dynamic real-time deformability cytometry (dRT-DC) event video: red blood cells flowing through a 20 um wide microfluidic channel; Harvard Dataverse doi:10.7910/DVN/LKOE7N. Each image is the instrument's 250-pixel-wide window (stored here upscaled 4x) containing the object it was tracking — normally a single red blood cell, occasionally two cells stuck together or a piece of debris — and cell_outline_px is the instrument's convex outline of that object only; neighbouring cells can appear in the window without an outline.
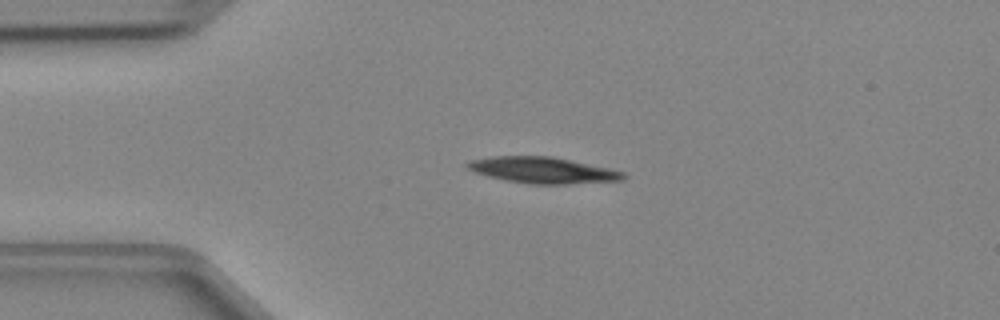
{"species": "Egyptian fruit bat (a non-hibernating species)", "species_latin": "Rousettus aegyptiacus", "temperature_condition": "cold", "stored_images_in_passage": 45, "camera_frame_rate_fps": 3000, "um_per_image_px": 0.085, "animal": {"sex": "female"}, "frame": {"image": 1, "passage_image": 9, "time_ms": 2.667, "image_size_px": [1000, 320], "cell_outline_px": [[628, 176], [624, 180], [564, 184], [528, 184], [504, 180], [488, 176], [464, 168], [464, 164], [468, 160], [492, 156], [552, 156], [608, 168], [624, 172]], "centroid_in_image_um": [46.09, 14.46], "position_along_channel_um": 38.9, "area_um2": 23.93}}
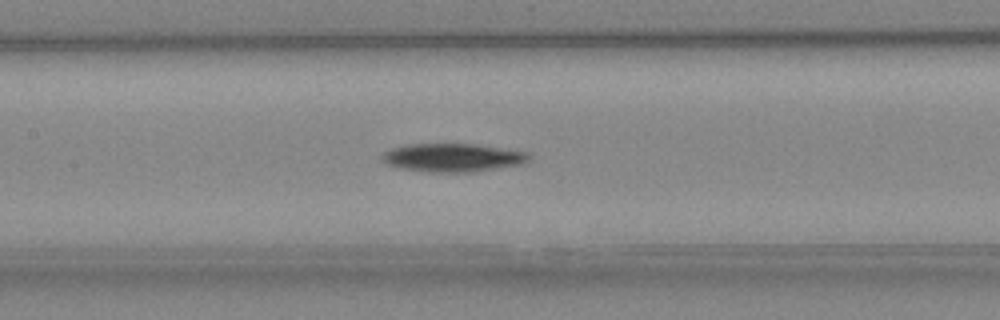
{"frame": {"image": 2, "passage_image": 20, "time_ms": 6.333, "image_size_px": [1000, 320], "cell_outline_px": [[532, 156], [524, 164], [472, 172], [428, 172], [400, 168], [384, 164], [380, 160], [380, 156], [384, 152], [392, 148], [408, 144], [476, 144], [528, 152]], "centroid_in_image_um": [38.46, 13.4], "position_along_channel_um": 168.9, "area_um2": 24.51}}
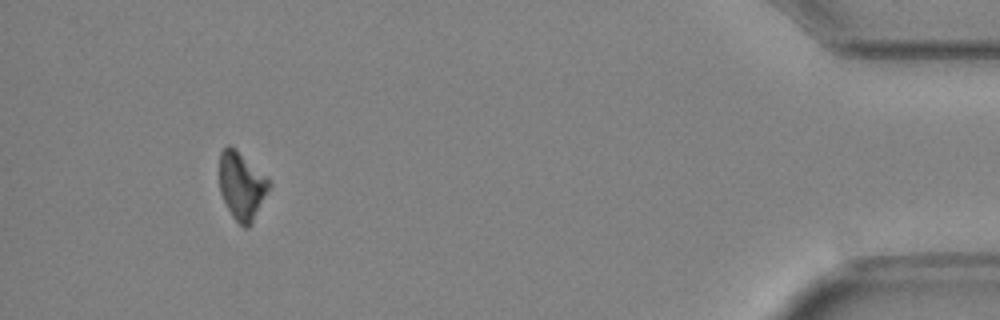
{"frame": {"image": 3, "passage_image": 42, "time_ms": 13.667, "image_size_px": [1000, 320], "cell_outline_px": [[272, 184], [252, 224], [248, 228], [244, 228], [232, 216], [220, 192], [220, 152], [228, 144], [236, 148], [268, 176]], "centroid_in_image_um": [20.58, 15.77], "position_along_channel_um": 414.6, "area_um2": 19.88}}